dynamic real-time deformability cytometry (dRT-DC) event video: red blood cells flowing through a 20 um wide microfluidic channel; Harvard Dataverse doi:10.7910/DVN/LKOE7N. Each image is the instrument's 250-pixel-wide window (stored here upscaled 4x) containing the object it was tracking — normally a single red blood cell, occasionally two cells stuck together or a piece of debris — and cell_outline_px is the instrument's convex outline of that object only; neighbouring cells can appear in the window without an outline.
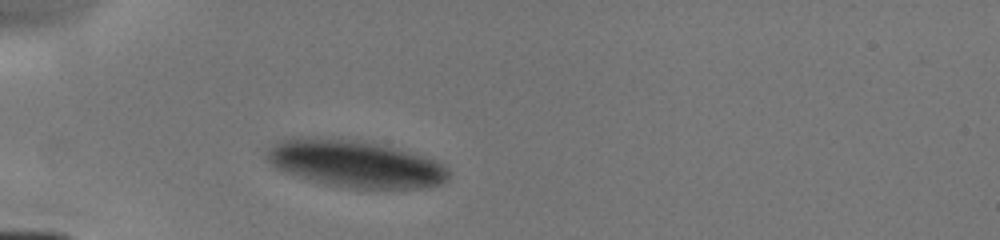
{"species": "human", "species_latin": "Homo sapiens", "temperature_condition": "cold", "stored_images_in_passage": 4, "camera_frame_rate_fps": 3000, "um_per_image_px": 0.085, "donor": {"sex": "male"}, "frame": {"image": 1, "passage_image": 1, "time_ms": 0.0, "image_size_px": [1000, 240], "cell_outline_px": [[448, 176], [440, 184], [424, 188], [348, 188], [324, 184], [308, 180], [284, 172], [276, 168], [264, 156], [264, 152], [268, 148], [284, 136], [332, 136], [356, 140], [376, 144], [412, 152], [436, 160], [444, 164], [448, 168]], "centroid_in_image_um": [30.09, 13.89], "position_along_channel_um": 54.9, "area_um2": 50.75}}
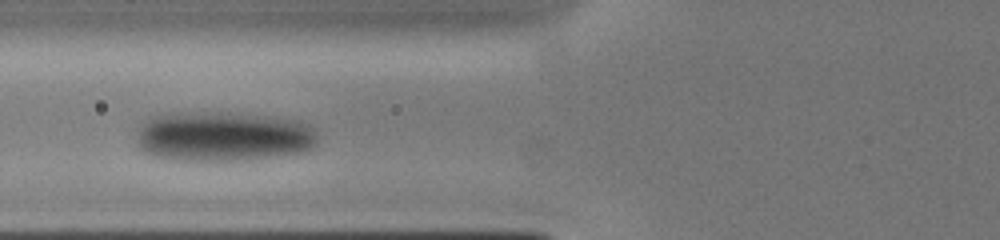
{"frame": {"image": 2, "passage_image": 3, "time_ms": 1.667, "image_size_px": [1000, 240], "cell_outline_px": [[316, 144], [312, 148], [300, 152], [248, 160], [184, 160], [160, 156], [144, 152], [140, 148], [136, 140], [136, 128], [148, 116], [168, 112], [240, 112], [272, 116], [300, 120], [316, 128]], "centroid_in_image_um": [18.95, 11.55], "position_along_channel_um": 106.9, "area_um2": 53.64}}